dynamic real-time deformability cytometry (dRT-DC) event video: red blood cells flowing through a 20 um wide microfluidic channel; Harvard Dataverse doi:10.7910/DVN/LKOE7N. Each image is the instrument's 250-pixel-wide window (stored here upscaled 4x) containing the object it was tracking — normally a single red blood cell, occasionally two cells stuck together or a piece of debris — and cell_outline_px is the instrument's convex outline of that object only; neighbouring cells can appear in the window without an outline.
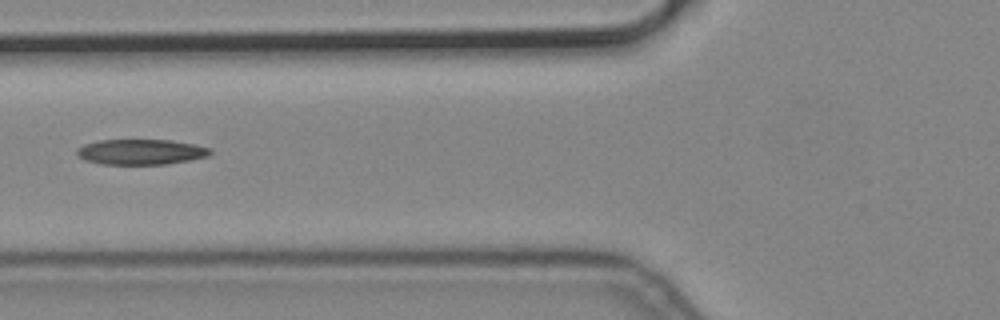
{"species": "common noctule bat (a hibernating species)", "species_latin": "Nyctalus noctula", "temperature_condition": "cold", "stored_images_in_passage": 8, "segment_of_instrument_passage": [1, 2], "camera_frame_rate_fps": 3000, "um_per_image_px": 0.085, "animal": {"sex": "male", "body_mass_g": 19.2, "forearm_length_mm": 51.8}, "frame": {"image": 1, "passage_image": 7, "time_ms": 2.0, "image_size_px": [1000, 320], "cell_outline_px": [[212, 152], [208, 156], [188, 160], [164, 164], [100, 164], [84, 160], [76, 156], [76, 148], [84, 144], [100, 140], [172, 140], [212, 148]], "centroid_in_image_um": [11.93, 12.91], "position_along_channel_um": 113.9, "area_um2": 19.77}}